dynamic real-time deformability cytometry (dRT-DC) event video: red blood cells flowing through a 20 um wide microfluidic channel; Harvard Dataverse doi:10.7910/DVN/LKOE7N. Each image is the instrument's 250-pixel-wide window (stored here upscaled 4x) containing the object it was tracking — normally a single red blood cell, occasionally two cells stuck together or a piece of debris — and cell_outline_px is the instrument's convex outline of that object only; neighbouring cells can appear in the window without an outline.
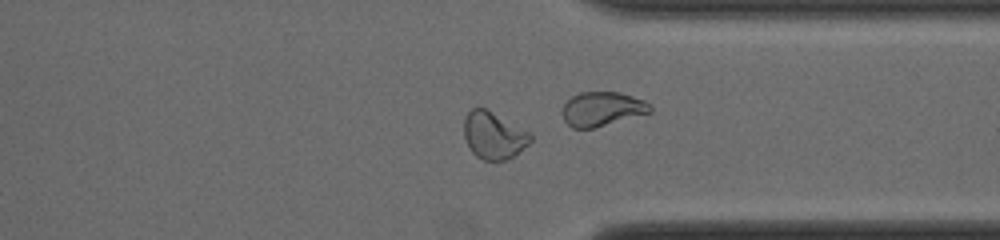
{"species": "common noctule bat (a hibernating species)", "species_latin": "Nyctalus noctula", "temperature_condition": "cold", "stored_images_in_passage": 41, "camera_frame_rate_fps": 3000, "um_per_image_px": 0.085, "animal": {"sex": "male", "body_mass_g": 19.0, "forearm_length_mm": 50.8}, "frame": {"image": 1, "passage_image": 30, "time_ms": 9.667, "image_size_px": [1000, 240], "cell_outline_px": [[532, 140], [528, 144], [508, 160], [484, 160], [476, 156], [472, 152], [464, 136], [464, 120], [468, 112], [472, 108], [484, 108], [528, 132], [532, 136]], "centroid_in_image_um": [41.94, 11.53], "position_along_channel_um": 369.5, "area_um2": 17.8}, "authors_computed_cell_mechanics": {"area_um2": 17.7446, "velocity_mm_per_s": 3.9821, "shape_relaxation_time_tau1_ms": null, "shape_relaxation_time_tau2_ms": 1.2332, "deformation_change_tau1": null, "deformation_change_tau2": 0.0537}}